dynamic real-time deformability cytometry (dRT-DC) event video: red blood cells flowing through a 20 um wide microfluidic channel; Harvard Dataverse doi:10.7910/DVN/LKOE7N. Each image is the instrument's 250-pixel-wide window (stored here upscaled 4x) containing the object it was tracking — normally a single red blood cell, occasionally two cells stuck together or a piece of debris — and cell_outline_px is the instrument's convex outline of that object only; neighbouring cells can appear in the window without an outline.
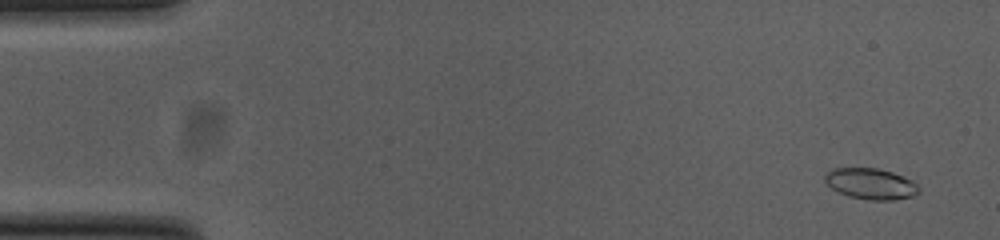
{"species": "common noctule bat (a hibernating species)", "species_latin": "Nyctalus noctula", "temperature_condition": "cold", "stored_images_in_passage": 54, "camera_frame_rate_fps": 3000, "um_per_image_px": 0.085, "animal": {"sex": "female", "body_mass_g": 23.0, "forearm_length_mm": 53.4}, "frame": {"image": 1, "passage_image": 3, "time_ms": 0.667, "image_size_px": [1000, 240], "cell_outline_px": [[920, 192], [912, 196], [892, 200], [868, 200], [848, 196], [836, 192], [824, 180], [824, 176], [832, 168], [876, 168], [892, 172], [904, 176], [912, 180], [920, 188]], "centroid_in_image_um": [74.02, 15.62], "position_along_channel_um": 11.0, "area_um2": 17.05}}
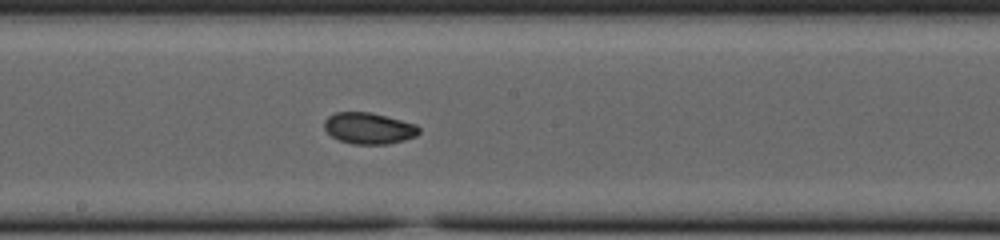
{"frame": {"image": 2, "passage_image": 29, "time_ms": 9.333, "image_size_px": [1000, 240], "cell_outline_px": [[420, 132], [416, 136], [404, 140], [388, 144], [352, 144], [340, 140], [332, 136], [324, 128], [324, 120], [328, 116], [336, 112], [372, 112], [416, 124], [420, 128]], "centroid_in_image_um": [31.36, 10.9], "position_along_channel_um": 216.8, "area_um2": 17.34}}
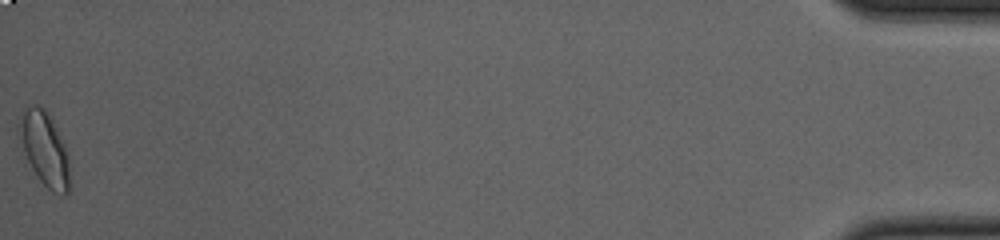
{"frame": {"image": 3, "passage_image": 54, "time_ms": 17.667, "image_size_px": [1000, 240], "cell_outline_px": [[68, 192], [64, 196], [52, 192], [36, 176], [24, 152], [16, 128], [16, 124], [28, 104], [36, 104], [44, 108], [48, 112], [64, 144], [68, 156]], "centroid_in_image_um": [3.75, 12.61], "position_along_channel_um": 431.4, "area_um2": 21.68}, "authors_computed_cell_mechanics": {"area_um2": 17.3689, "velocity_mm_per_s": 3.8069, "shape_relaxation_time_tau1_ms": 2.3176, "shape_relaxation_time_tau2_ms": 2.2901, "deformation_change_tau1": 0.1134, "deformation_change_tau2": 0.0526}}